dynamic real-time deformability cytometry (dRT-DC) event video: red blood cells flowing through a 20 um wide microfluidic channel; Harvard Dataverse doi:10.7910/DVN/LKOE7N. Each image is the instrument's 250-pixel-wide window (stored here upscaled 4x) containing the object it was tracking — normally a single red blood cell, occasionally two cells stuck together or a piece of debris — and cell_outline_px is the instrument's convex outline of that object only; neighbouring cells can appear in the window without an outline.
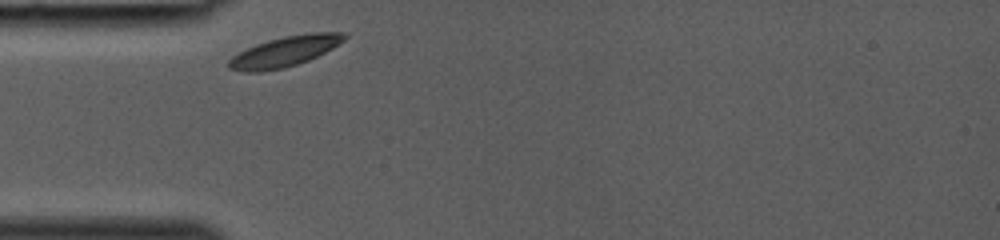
{"species": "common noctule bat (a hibernating species)", "species_latin": "Nyctalus noctula", "temperature_condition": "room temperature", "stored_images_in_passage": 24, "camera_frame_rate_fps": 3000, "um_per_image_px": 0.085, "animal": {"sex": "female", "body_mass_g": 19.0, "forearm_length_mm": 53.3}, "frame": {"image": 1, "passage_image": 1, "time_ms": 0.0, "image_size_px": [1000, 240], "cell_outline_px": [[348, 36], [344, 40], [332, 48], [308, 60], [284, 68], [260, 72], [244, 72], [228, 68], [228, 60], [232, 56], [256, 44], [268, 40], [284, 36], [312, 32], [348, 32]], "centroid_in_image_um": [24.21, 4.37], "position_along_channel_um": 60.8, "area_um2": 20.35}}
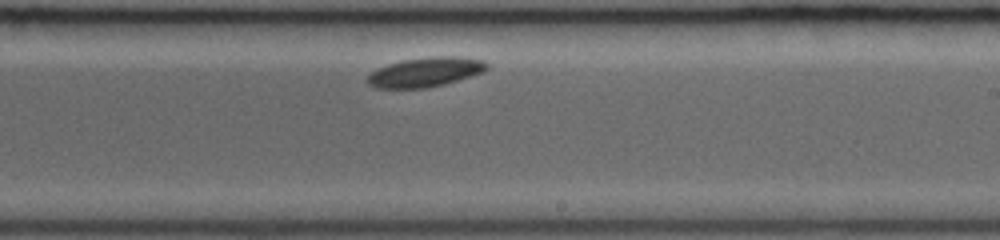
{"frame": {"image": 2, "passage_image": 14, "time_ms": 4.333, "image_size_px": [1000, 240], "cell_outline_px": [[488, 68], [484, 72], [444, 84], [424, 88], [376, 88], [368, 84], [368, 76], [376, 68], [388, 64], [404, 60], [432, 56], [460, 56], [484, 60], [488, 64]], "centroid_in_image_um": [36.18, 6.12], "position_along_channel_um": 252.8, "area_um2": 20.52}}
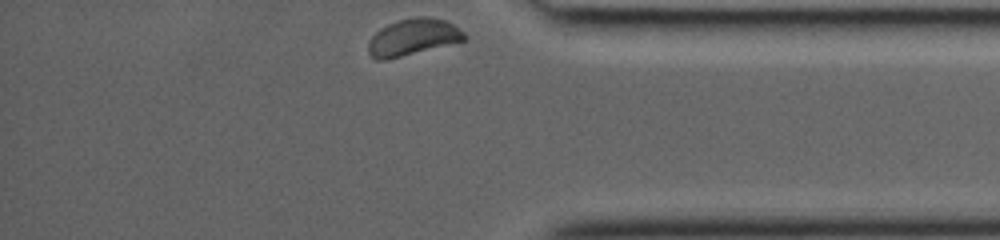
{"frame": {"image": 3, "passage_image": 24, "time_ms": 7.667, "image_size_px": [1000, 240], "cell_outline_px": [[468, 40], [384, 60], [376, 60], [368, 52], [368, 40], [380, 28], [388, 24], [400, 20], [416, 16], [428, 16], [444, 20], [452, 24], [464, 32], [468, 36]], "centroid_in_image_um": [35.11, 3.15], "position_along_channel_um": 400.1, "area_um2": 20.46}}